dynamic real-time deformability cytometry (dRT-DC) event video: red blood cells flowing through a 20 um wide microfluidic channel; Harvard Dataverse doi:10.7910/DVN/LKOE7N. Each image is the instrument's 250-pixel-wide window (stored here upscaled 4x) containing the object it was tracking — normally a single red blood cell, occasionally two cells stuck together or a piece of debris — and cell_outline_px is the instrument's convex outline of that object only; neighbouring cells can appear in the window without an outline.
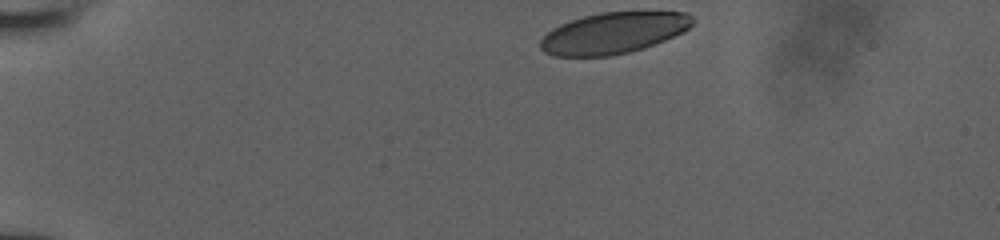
{"species": "human", "species_latin": "Homo sapiens", "temperature_condition": "room temperature", "stored_images_in_passage": 35, "camera_frame_rate_fps": 3000, "um_per_image_px": 0.085, "donor": {"sex": "male"}, "frame": {"image": 1, "passage_image": 1, "time_ms": 0.0, "image_size_px": [1000, 240], "cell_outline_px": [[696, 20], [684, 32], [644, 48], [612, 56], [552, 56], [544, 52], [540, 48], [540, 40], [552, 28], [560, 24], [584, 16], [600, 12], [688, 12]], "centroid_in_image_um": [52.15, 2.81], "position_along_channel_um": 32.9, "area_um2": 36.59}}
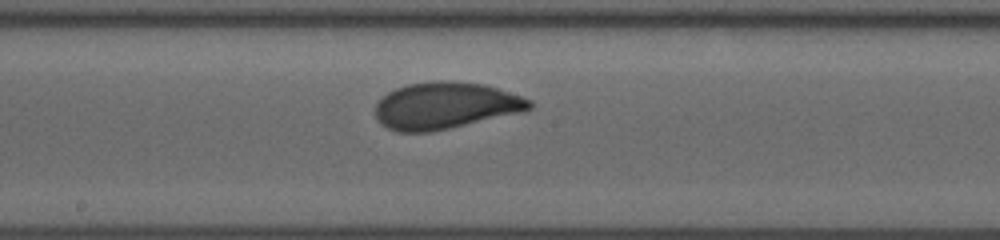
{"frame": {"image": 2, "passage_image": 20, "time_ms": 6.333, "image_size_px": [1000, 240], "cell_outline_px": [[532, 108], [524, 112], [448, 128], [428, 132], [400, 132], [388, 128], [380, 124], [376, 116], [376, 104], [388, 92], [396, 88], [408, 84], [432, 80], [448, 80], [484, 84], [532, 100]], "centroid_in_image_um": [37.86, 8.97], "position_along_channel_um": 210.3, "area_um2": 41.91}}
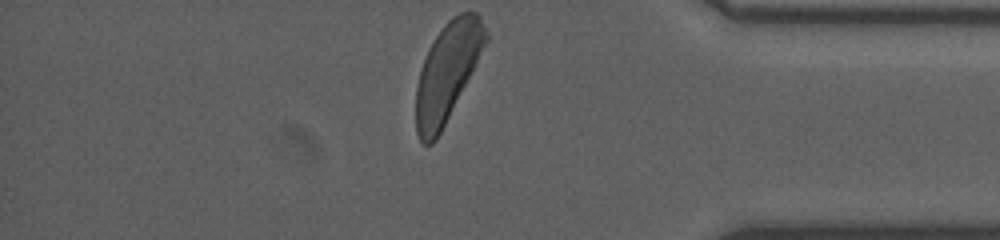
{"frame": {"image": 3, "passage_image": 35, "time_ms": 11.333, "image_size_px": [1000, 240], "cell_outline_px": [[488, 40], [436, 140], [432, 144], [424, 144], [420, 140], [416, 132], [416, 88], [420, 68], [428, 48], [444, 24], [452, 16], [460, 12], [476, 12], [480, 16], [488, 36]], "centroid_in_image_um": [38.0, 6.09], "position_along_channel_um": 397.2, "area_um2": 39.25}}